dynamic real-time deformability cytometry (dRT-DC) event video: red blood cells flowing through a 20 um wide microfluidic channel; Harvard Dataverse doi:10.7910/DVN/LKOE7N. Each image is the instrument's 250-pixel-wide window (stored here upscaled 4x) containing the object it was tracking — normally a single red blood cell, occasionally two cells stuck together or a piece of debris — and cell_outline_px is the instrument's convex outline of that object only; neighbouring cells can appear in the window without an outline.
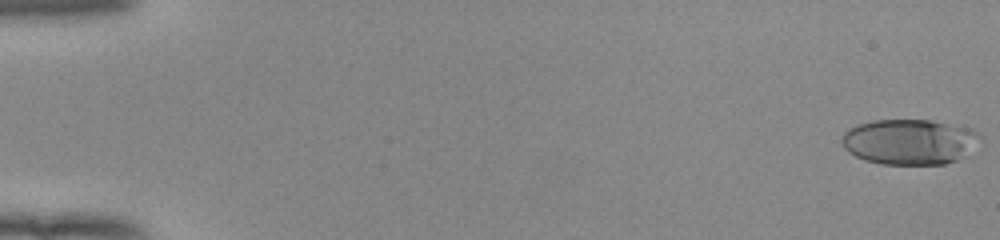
{"species": "human", "species_latin": "Homo sapiens", "temperature_condition": "room temperature", "stored_images_in_passage": 53, "camera_frame_rate_fps": 3000, "um_per_image_px": 0.085, "donor": {"sex": "female"}, "frame": {"image": 1, "passage_image": 1, "time_ms": 0.0, "image_size_px": [1000, 240], "cell_outline_px": [[984, 140], [964, 156], [956, 160], [944, 164], [880, 164], [864, 160], [848, 152], [844, 148], [840, 140], [844, 132], [848, 128], [856, 124], [872, 120], [932, 120], [972, 128], [984, 136]], "centroid_in_image_um": [77.34, 12.04], "position_along_channel_um": 7.7, "area_um2": 37.28}}
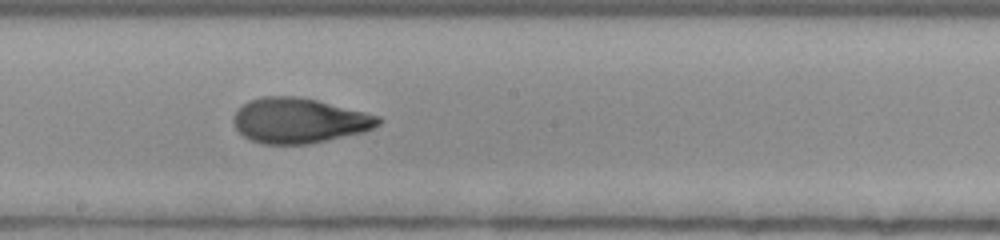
{"frame": {"image": 2, "passage_image": 31, "time_ms": 10.0, "image_size_px": [1000, 240], "cell_outline_px": [[384, 120], [380, 124], [364, 132], [328, 140], [308, 144], [260, 144], [244, 136], [236, 128], [232, 120], [232, 116], [248, 100], [264, 96], [296, 96], [316, 100], [380, 116]], "centroid_in_image_um": [25.42, 10.25], "position_along_channel_um": 222.8, "area_um2": 38.03}}
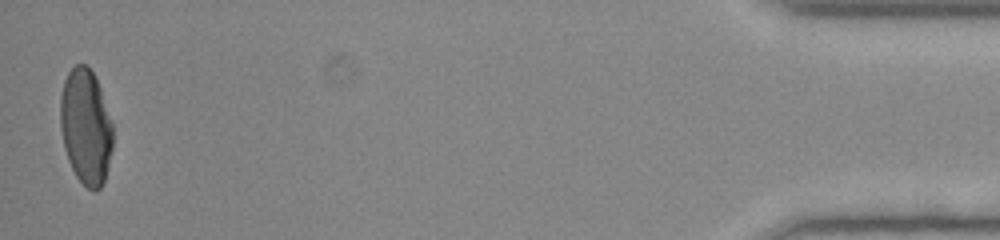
{"frame": {"image": 3, "passage_image": 53, "time_ms": 17.333, "image_size_px": [1000, 240], "cell_outline_px": [[112, 148], [104, 180], [100, 188], [96, 192], [92, 192], [76, 176], [68, 160], [64, 148], [60, 128], [60, 96], [64, 80], [68, 72], [76, 64], [84, 64], [96, 76], [112, 120]], "centroid_in_image_um": [7.28, 10.76], "position_along_channel_um": 427.9, "area_um2": 35.49}, "authors_computed_cell_mechanics": {"area_um2": 36.992, "velocity_mm_per_s": 3.9318, "shape_relaxation_time_tau1_ms": null, "shape_relaxation_time_tau2_ms": 1.1302, "deformation_change_tau1": null, "deformation_change_tau2": 0.0691}}